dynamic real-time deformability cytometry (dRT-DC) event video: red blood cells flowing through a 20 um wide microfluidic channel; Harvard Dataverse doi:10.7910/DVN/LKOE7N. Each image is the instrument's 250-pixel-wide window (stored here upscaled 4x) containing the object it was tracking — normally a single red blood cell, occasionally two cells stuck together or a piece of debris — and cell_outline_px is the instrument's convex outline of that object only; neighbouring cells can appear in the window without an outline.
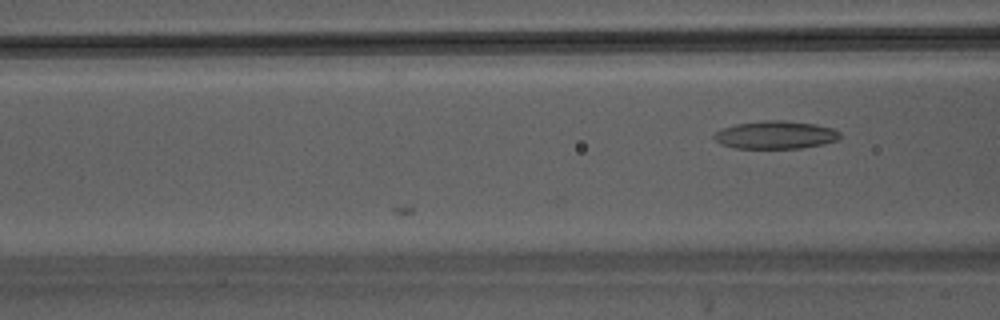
{"species": "Egyptian fruit bat (a non-hibernating species)", "species_latin": "Rousettus aegyptiacus", "temperature_condition": "warm", "stored_images_in_passage": 4, "camera_frame_rate_fps": 3000, "um_per_image_px": 0.085, "animal": {"sex": "male"}, "frame": {"image": 1, "passage_image": 4, "time_ms": 1.0, "image_size_px": [1000, 320], "cell_outline_px": [[840, 136], [836, 140], [824, 144], [800, 148], [736, 148], [720, 144], [712, 136], [716, 132], [724, 128], [736, 124], [764, 120], [784, 120], [816, 124], [832, 128], [840, 132]], "centroid_in_image_um": [65.92, 11.46], "position_along_channel_um": 100.7, "area_um2": 20.4}}